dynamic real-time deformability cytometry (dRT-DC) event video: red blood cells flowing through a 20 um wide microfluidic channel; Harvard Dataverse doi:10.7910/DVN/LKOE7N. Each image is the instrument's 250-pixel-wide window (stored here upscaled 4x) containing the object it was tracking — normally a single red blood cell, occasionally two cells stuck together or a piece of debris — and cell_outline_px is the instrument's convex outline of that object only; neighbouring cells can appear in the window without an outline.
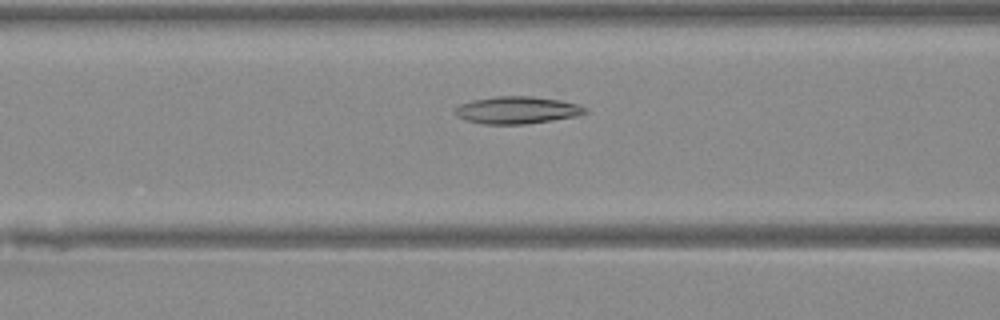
{"species": "Egyptian fruit bat (a non-hibernating species)", "species_latin": "Rousettus aegyptiacus", "temperature_condition": "warm", "stored_images_in_passage": 41, "camera_frame_rate_fps": 3000, "um_per_image_px": 0.085, "animal": {"sex": "female"}, "frame": {"image": 1, "passage_image": 12, "time_ms": 3.667, "image_size_px": [1000, 320], "cell_outline_px": [[588, 112], [576, 116], [552, 120], [524, 124], [484, 124], [464, 120], [456, 116], [452, 112], [452, 108], [460, 104], [472, 100], [496, 96], [532, 96], [560, 100], [576, 104], [588, 108]], "centroid_in_image_um": [43.89, 9.36], "position_along_channel_um": 122.7, "area_um2": 20.87}}
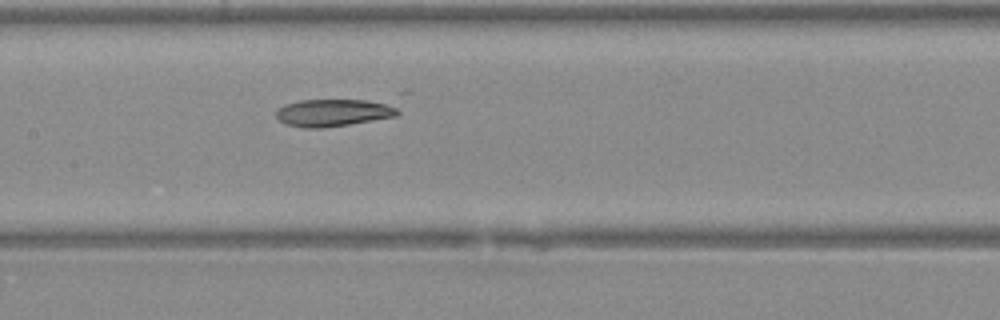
{"frame": {"image": 2, "passage_image": 16, "time_ms": 5.0, "image_size_px": [1000, 320], "cell_outline_px": [[400, 112], [396, 116], [348, 124], [320, 128], [304, 128], [284, 124], [276, 116], [276, 112], [284, 104], [300, 100], [368, 100], [396, 104]], "centroid_in_image_um": [28.36, 9.57], "position_along_channel_um": 179.0, "area_um2": 19.42}}